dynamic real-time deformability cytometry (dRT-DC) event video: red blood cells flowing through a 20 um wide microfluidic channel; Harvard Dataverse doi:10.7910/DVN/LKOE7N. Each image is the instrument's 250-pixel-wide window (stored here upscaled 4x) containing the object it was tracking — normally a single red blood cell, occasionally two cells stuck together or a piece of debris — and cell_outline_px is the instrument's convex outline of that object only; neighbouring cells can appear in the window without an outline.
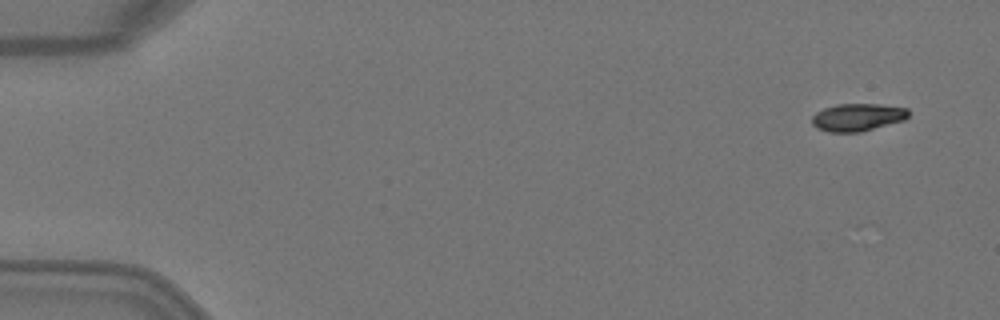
{"species": "Egyptian fruit bat (a non-hibernating species)", "species_latin": "Rousettus aegyptiacus", "temperature_condition": "warm", "stored_images_in_passage": 5, "segment_of_instrument_passage": [1, 2], "camera_frame_rate_fps": 3000, "um_per_image_px": 0.085, "animal": {"sex": "female"}, "frame": {"image": 1, "passage_image": 1, "time_ms": 0.0, "image_size_px": [1000, 320], "cell_outline_px": [[908, 116], [904, 120], [860, 132], [828, 132], [816, 128], [812, 124], [812, 116], [816, 112], [824, 108], [836, 104], [876, 104], [908, 108]], "centroid_in_image_um": [72.86, 9.97], "position_along_channel_um": 12.1, "area_um2": 15.49}}